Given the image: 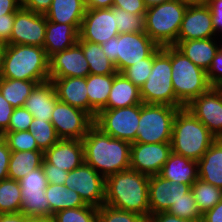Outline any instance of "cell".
Listing matches in <instances>:
<instances>
[{
    "instance_id": "6da1fadb",
    "label": "cell",
    "mask_w": 222,
    "mask_h": 222,
    "mask_svg": "<svg viewBox=\"0 0 222 222\" xmlns=\"http://www.w3.org/2000/svg\"><path fill=\"white\" fill-rule=\"evenodd\" d=\"M84 162L105 179L130 168L131 143L103 133L93 125L82 139Z\"/></svg>"
},
{
    "instance_id": "7a4b0ae2",
    "label": "cell",
    "mask_w": 222,
    "mask_h": 222,
    "mask_svg": "<svg viewBox=\"0 0 222 222\" xmlns=\"http://www.w3.org/2000/svg\"><path fill=\"white\" fill-rule=\"evenodd\" d=\"M149 176L131 168L105 179L104 204L137 213L146 219L150 216Z\"/></svg>"
},
{
    "instance_id": "3957f363",
    "label": "cell",
    "mask_w": 222,
    "mask_h": 222,
    "mask_svg": "<svg viewBox=\"0 0 222 222\" xmlns=\"http://www.w3.org/2000/svg\"><path fill=\"white\" fill-rule=\"evenodd\" d=\"M0 77L35 81H49V57L43 47L6 44Z\"/></svg>"
},
{
    "instance_id": "277c9868",
    "label": "cell",
    "mask_w": 222,
    "mask_h": 222,
    "mask_svg": "<svg viewBox=\"0 0 222 222\" xmlns=\"http://www.w3.org/2000/svg\"><path fill=\"white\" fill-rule=\"evenodd\" d=\"M216 139L186 107L177 111L170 142L173 153L199 161Z\"/></svg>"
},
{
    "instance_id": "5b68a950",
    "label": "cell",
    "mask_w": 222,
    "mask_h": 222,
    "mask_svg": "<svg viewBox=\"0 0 222 222\" xmlns=\"http://www.w3.org/2000/svg\"><path fill=\"white\" fill-rule=\"evenodd\" d=\"M171 66V79L178 108L186 107L212 87L207 72L195 65L175 46H171Z\"/></svg>"
},
{
    "instance_id": "8992f818",
    "label": "cell",
    "mask_w": 222,
    "mask_h": 222,
    "mask_svg": "<svg viewBox=\"0 0 222 222\" xmlns=\"http://www.w3.org/2000/svg\"><path fill=\"white\" fill-rule=\"evenodd\" d=\"M171 77V46H159L153 52L151 74L140 88L142 102L177 107V97L175 96Z\"/></svg>"
},
{
    "instance_id": "52a82bcc",
    "label": "cell",
    "mask_w": 222,
    "mask_h": 222,
    "mask_svg": "<svg viewBox=\"0 0 222 222\" xmlns=\"http://www.w3.org/2000/svg\"><path fill=\"white\" fill-rule=\"evenodd\" d=\"M187 5L179 0L158 4L145 13V33L160 47L173 46Z\"/></svg>"
},
{
    "instance_id": "ba28073f",
    "label": "cell",
    "mask_w": 222,
    "mask_h": 222,
    "mask_svg": "<svg viewBox=\"0 0 222 222\" xmlns=\"http://www.w3.org/2000/svg\"><path fill=\"white\" fill-rule=\"evenodd\" d=\"M118 73L148 58L159 46L146 33H122L101 44Z\"/></svg>"
},
{
    "instance_id": "9c48e42d",
    "label": "cell",
    "mask_w": 222,
    "mask_h": 222,
    "mask_svg": "<svg viewBox=\"0 0 222 222\" xmlns=\"http://www.w3.org/2000/svg\"><path fill=\"white\" fill-rule=\"evenodd\" d=\"M179 109L166 104L141 103L134 143L171 142L173 121Z\"/></svg>"
},
{
    "instance_id": "30bf717a",
    "label": "cell",
    "mask_w": 222,
    "mask_h": 222,
    "mask_svg": "<svg viewBox=\"0 0 222 222\" xmlns=\"http://www.w3.org/2000/svg\"><path fill=\"white\" fill-rule=\"evenodd\" d=\"M140 119V104L117 109H102L94 118V125L103 133L129 143L136 140Z\"/></svg>"
},
{
    "instance_id": "8fae6325",
    "label": "cell",
    "mask_w": 222,
    "mask_h": 222,
    "mask_svg": "<svg viewBox=\"0 0 222 222\" xmlns=\"http://www.w3.org/2000/svg\"><path fill=\"white\" fill-rule=\"evenodd\" d=\"M50 122L60 139L82 140L94 125V118L89 113L58 100Z\"/></svg>"
},
{
    "instance_id": "7c38bea8",
    "label": "cell",
    "mask_w": 222,
    "mask_h": 222,
    "mask_svg": "<svg viewBox=\"0 0 222 222\" xmlns=\"http://www.w3.org/2000/svg\"><path fill=\"white\" fill-rule=\"evenodd\" d=\"M64 185L75 190L87 205L97 208L104 205L105 178L85 162L69 171Z\"/></svg>"
},
{
    "instance_id": "4fadbf2b",
    "label": "cell",
    "mask_w": 222,
    "mask_h": 222,
    "mask_svg": "<svg viewBox=\"0 0 222 222\" xmlns=\"http://www.w3.org/2000/svg\"><path fill=\"white\" fill-rule=\"evenodd\" d=\"M118 34L116 7L87 9L79 29L78 40L101 45Z\"/></svg>"
},
{
    "instance_id": "5bb4252c",
    "label": "cell",
    "mask_w": 222,
    "mask_h": 222,
    "mask_svg": "<svg viewBox=\"0 0 222 222\" xmlns=\"http://www.w3.org/2000/svg\"><path fill=\"white\" fill-rule=\"evenodd\" d=\"M171 153L170 142L132 143L130 168L148 176L158 175Z\"/></svg>"
},
{
    "instance_id": "9a60e30c",
    "label": "cell",
    "mask_w": 222,
    "mask_h": 222,
    "mask_svg": "<svg viewBox=\"0 0 222 222\" xmlns=\"http://www.w3.org/2000/svg\"><path fill=\"white\" fill-rule=\"evenodd\" d=\"M46 33V17L20 7L15 13L10 44L43 47Z\"/></svg>"
},
{
    "instance_id": "2e32d148",
    "label": "cell",
    "mask_w": 222,
    "mask_h": 222,
    "mask_svg": "<svg viewBox=\"0 0 222 222\" xmlns=\"http://www.w3.org/2000/svg\"><path fill=\"white\" fill-rule=\"evenodd\" d=\"M191 191V185L178 184L163 178L160 174L149 176L150 215L167 212L173 203L184 198Z\"/></svg>"
},
{
    "instance_id": "e0dca14e",
    "label": "cell",
    "mask_w": 222,
    "mask_h": 222,
    "mask_svg": "<svg viewBox=\"0 0 222 222\" xmlns=\"http://www.w3.org/2000/svg\"><path fill=\"white\" fill-rule=\"evenodd\" d=\"M208 38H218L213 28L209 6H188L181 22L177 41L173 46L180 41Z\"/></svg>"
},
{
    "instance_id": "ac0fdd59",
    "label": "cell",
    "mask_w": 222,
    "mask_h": 222,
    "mask_svg": "<svg viewBox=\"0 0 222 222\" xmlns=\"http://www.w3.org/2000/svg\"><path fill=\"white\" fill-rule=\"evenodd\" d=\"M89 74L88 61L78 43L49 57V78L87 77Z\"/></svg>"
},
{
    "instance_id": "d6986e66",
    "label": "cell",
    "mask_w": 222,
    "mask_h": 222,
    "mask_svg": "<svg viewBox=\"0 0 222 222\" xmlns=\"http://www.w3.org/2000/svg\"><path fill=\"white\" fill-rule=\"evenodd\" d=\"M186 108L218 139L222 138V102L211 87L192 100Z\"/></svg>"
},
{
    "instance_id": "ffe728a7",
    "label": "cell",
    "mask_w": 222,
    "mask_h": 222,
    "mask_svg": "<svg viewBox=\"0 0 222 222\" xmlns=\"http://www.w3.org/2000/svg\"><path fill=\"white\" fill-rule=\"evenodd\" d=\"M43 159L67 172L76 169L84 162L82 140L60 139L50 149L43 152Z\"/></svg>"
},
{
    "instance_id": "44dd1931",
    "label": "cell",
    "mask_w": 222,
    "mask_h": 222,
    "mask_svg": "<svg viewBox=\"0 0 222 222\" xmlns=\"http://www.w3.org/2000/svg\"><path fill=\"white\" fill-rule=\"evenodd\" d=\"M55 87L57 99L89 113L86 77H64L49 79Z\"/></svg>"
},
{
    "instance_id": "7402d4cb",
    "label": "cell",
    "mask_w": 222,
    "mask_h": 222,
    "mask_svg": "<svg viewBox=\"0 0 222 222\" xmlns=\"http://www.w3.org/2000/svg\"><path fill=\"white\" fill-rule=\"evenodd\" d=\"M221 46L222 37L180 41L175 47L195 65L208 72Z\"/></svg>"
},
{
    "instance_id": "603a6c76",
    "label": "cell",
    "mask_w": 222,
    "mask_h": 222,
    "mask_svg": "<svg viewBox=\"0 0 222 222\" xmlns=\"http://www.w3.org/2000/svg\"><path fill=\"white\" fill-rule=\"evenodd\" d=\"M81 24H61L46 19L44 50L48 57L74 46L79 38Z\"/></svg>"
},
{
    "instance_id": "cb8c5ba5",
    "label": "cell",
    "mask_w": 222,
    "mask_h": 222,
    "mask_svg": "<svg viewBox=\"0 0 222 222\" xmlns=\"http://www.w3.org/2000/svg\"><path fill=\"white\" fill-rule=\"evenodd\" d=\"M57 101L55 87L49 80L35 86L27 97L24 107L32 114L33 118L50 122Z\"/></svg>"
},
{
    "instance_id": "d4e9b609",
    "label": "cell",
    "mask_w": 222,
    "mask_h": 222,
    "mask_svg": "<svg viewBox=\"0 0 222 222\" xmlns=\"http://www.w3.org/2000/svg\"><path fill=\"white\" fill-rule=\"evenodd\" d=\"M160 175L178 184H192L199 178L198 161L171 153Z\"/></svg>"
},
{
    "instance_id": "484cf974",
    "label": "cell",
    "mask_w": 222,
    "mask_h": 222,
    "mask_svg": "<svg viewBox=\"0 0 222 222\" xmlns=\"http://www.w3.org/2000/svg\"><path fill=\"white\" fill-rule=\"evenodd\" d=\"M199 179L222 189V138L216 139L198 161Z\"/></svg>"
},
{
    "instance_id": "4316f807",
    "label": "cell",
    "mask_w": 222,
    "mask_h": 222,
    "mask_svg": "<svg viewBox=\"0 0 222 222\" xmlns=\"http://www.w3.org/2000/svg\"><path fill=\"white\" fill-rule=\"evenodd\" d=\"M140 89L122 73L114 76L107 105L103 109H117L141 104Z\"/></svg>"
},
{
    "instance_id": "83f0119b",
    "label": "cell",
    "mask_w": 222,
    "mask_h": 222,
    "mask_svg": "<svg viewBox=\"0 0 222 222\" xmlns=\"http://www.w3.org/2000/svg\"><path fill=\"white\" fill-rule=\"evenodd\" d=\"M86 10V4L81 0H53L44 15L51 22L81 24Z\"/></svg>"
},
{
    "instance_id": "f1b7e54d",
    "label": "cell",
    "mask_w": 222,
    "mask_h": 222,
    "mask_svg": "<svg viewBox=\"0 0 222 222\" xmlns=\"http://www.w3.org/2000/svg\"><path fill=\"white\" fill-rule=\"evenodd\" d=\"M89 74L86 77L87 94L89 98V114L95 118L97 113L107 105L114 76Z\"/></svg>"
},
{
    "instance_id": "f546056e",
    "label": "cell",
    "mask_w": 222,
    "mask_h": 222,
    "mask_svg": "<svg viewBox=\"0 0 222 222\" xmlns=\"http://www.w3.org/2000/svg\"><path fill=\"white\" fill-rule=\"evenodd\" d=\"M45 196L50 205V216L64 209H72L87 206L81 196L65 185L48 183Z\"/></svg>"
},
{
    "instance_id": "4dcf8cb0",
    "label": "cell",
    "mask_w": 222,
    "mask_h": 222,
    "mask_svg": "<svg viewBox=\"0 0 222 222\" xmlns=\"http://www.w3.org/2000/svg\"><path fill=\"white\" fill-rule=\"evenodd\" d=\"M43 151H11L8 179L20 180L31 171L42 167Z\"/></svg>"
},
{
    "instance_id": "1f68e13d",
    "label": "cell",
    "mask_w": 222,
    "mask_h": 222,
    "mask_svg": "<svg viewBox=\"0 0 222 222\" xmlns=\"http://www.w3.org/2000/svg\"><path fill=\"white\" fill-rule=\"evenodd\" d=\"M83 54L88 61L90 74L110 75L117 74L114 63L106 56L101 45L88 41L78 40Z\"/></svg>"
},
{
    "instance_id": "d6a6232c",
    "label": "cell",
    "mask_w": 222,
    "mask_h": 222,
    "mask_svg": "<svg viewBox=\"0 0 222 222\" xmlns=\"http://www.w3.org/2000/svg\"><path fill=\"white\" fill-rule=\"evenodd\" d=\"M36 85L35 81L0 77V93L13 108L24 107L27 97Z\"/></svg>"
},
{
    "instance_id": "836d02e7",
    "label": "cell",
    "mask_w": 222,
    "mask_h": 222,
    "mask_svg": "<svg viewBox=\"0 0 222 222\" xmlns=\"http://www.w3.org/2000/svg\"><path fill=\"white\" fill-rule=\"evenodd\" d=\"M22 205L21 213L31 217L50 216L49 201L45 196V189L40 190H21Z\"/></svg>"
},
{
    "instance_id": "e575fe53",
    "label": "cell",
    "mask_w": 222,
    "mask_h": 222,
    "mask_svg": "<svg viewBox=\"0 0 222 222\" xmlns=\"http://www.w3.org/2000/svg\"><path fill=\"white\" fill-rule=\"evenodd\" d=\"M191 191L201 215L212 209L222 200V189L199 178L192 184Z\"/></svg>"
},
{
    "instance_id": "d590c367",
    "label": "cell",
    "mask_w": 222,
    "mask_h": 222,
    "mask_svg": "<svg viewBox=\"0 0 222 222\" xmlns=\"http://www.w3.org/2000/svg\"><path fill=\"white\" fill-rule=\"evenodd\" d=\"M22 193L18 180L5 179L0 181V214L21 211Z\"/></svg>"
},
{
    "instance_id": "8d00e7d4",
    "label": "cell",
    "mask_w": 222,
    "mask_h": 222,
    "mask_svg": "<svg viewBox=\"0 0 222 222\" xmlns=\"http://www.w3.org/2000/svg\"><path fill=\"white\" fill-rule=\"evenodd\" d=\"M29 131H31L35 138L38 148L43 152L50 149L60 140L53 124L46 120L33 118Z\"/></svg>"
},
{
    "instance_id": "74e56055",
    "label": "cell",
    "mask_w": 222,
    "mask_h": 222,
    "mask_svg": "<svg viewBox=\"0 0 222 222\" xmlns=\"http://www.w3.org/2000/svg\"><path fill=\"white\" fill-rule=\"evenodd\" d=\"M55 222H97L98 208L87 205L78 208L64 209L53 215Z\"/></svg>"
},
{
    "instance_id": "f35d334b",
    "label": "cell",
    "mask_w": 222,
    "mask_h": 222,
    "mask_svg": "<svg viewBox=\"0 0 222 222\" xmlns=\"http://www.w3.org/2000/svg\"><path fill=\"white\" fill-rule=\"evenodd\" d=\"M145 15L131 14L116 7V25L119 34L145 33Z\"/></svg>"
},
{
    "instance_id": "ab89813d",
    "label": "cell",
    "mask_w": 222,
    "mask_h": 222,
    "mask_svg": "<svg viewBox=\"0 0 222 222\" xmlns=\"http://www.w3.org/2000/svg\"><path fill=\"white\" fill-rule=\"evenodd\" d=\"M97 222H147V219L137 213L104 204L98 208Z\"/></svg>"
},
{
    "instance_id": "60d3db41",
    "label": "cell",
    "mask_w": 222,
    "mask_h": 222,
    "mask_svg": "<svg viewBox=\"0 0 222 222\" xmlns=\"http://www.w3.org/2000/svg\"><path fill=\"white\" fill-rule=\"evenodd\" d=\"M4 140L11 151L40 150L31 131H4Z\"/></svg>"
},
{
    "instance_id": "b9f144b4",
    "label": "cell",
    "mask_w": 222,
    "mask_h": 222,
    "mask_svg": "<svg viewBox=\"0 0 222 222\" xmlns=\"http://www.w3.org/2000/svg\"><path fill=\"white\" fill-rule=\"evenodd\" d=\"M167 212L182 219L202 218V215L197 208L192 191L186 193L184 198H181L176 203H173Z\"/></svg>"
},
{
    "instance_id": "7bdbcfd3",
    "label": "cell",
    "mask_w": 222,
    "mask_h": 222,
    "mask_svg": "<svg viewBox=\"0 0 222 222\" xmlns=\"http://www.w3.org/2000/svg\"><path fill=\"white\" fill-rule=\"evenodd\" d=\"M152 64L153 53L141 62L127 67L122 74L140 89L151 74Z\"/></svg>"
},
{
    "instance_id": "ee69618b",
    "label": "cell",
    "mask_w": 222,
    "mask_h": 222,
    "mask_svg": "<svg viewBox=\"0 0 222 222\" xmlns=\"http://www.w3.org/2000/svg\"><path fill=\"white\" fill-rule=\"evenodd\" d=\"M32 119V114L25 107L14 108L9 126L5 131H28Z\"/></svg>"
},
{
    "instance_id": "f6af8a7d",
    "label": "cell",
    "mask_w": 222,
    "mask_h": 222,
    "mask_svg": "<svg viewBox=\"0 0 222 222\" xmlns=\"http://www.w3.org/2000/svg\"><path fill=\"white\" fill-rule=\"evenodd\" d=\"M19 184L21 190L46 189L48 183L43 167H40L28 173L25 177L19 180Z\"/></svg>"
},
{
    "instance_id": "bcb514c9",
    "label": "cell",
    "mask_w": 222,
    "mask_h": 222,
    "mask_svg": "<svg viewBox=\"0 0 222 222\" xmlns=\"http://www.w3.org/2000/svg\"><path fill=\"white\" fill-rule=\"evenodd\" d=\"M42 167H43L46 179H47V183L64 185L69 172L63 169H59L55 165L47 163L44 159H43Z\"/></svg>"
},
{
    "instance_id": "7dc6e473",
    "label": "cell",
    "mask_w": 222,
    "mask_h": 222,
    "mask_svg": "<svg viewBox=\"0 0 222 222\" xmlns=\"http://www.w3.org/2000/svg\"><path fill=\"white\" fill-rule=\"evenodd\" d=\"M207 77L211 86L222 84V46L212 60Z\"/></svg>"
},
{
    "instance_id": "c3c4849f",
    "label": "cell",
    "mask_w": 222,
    "mask_h": 222,
    "mask_svg": "<svg viewBox=\"0 0 222 222\" xmlns=\"http://www.w3.org/2000/svg\"><path fill=\"white\" fill-rule=\"evenodd\" d=\"M113 7H118L137 15H145L147 11L143 0H114Z\"/></svg>"
},
{
    "instance_id": "681fc988",
    "label": "cell",
    "mask_w": 222,
    "mask_h": 222,
    "mask_svg": "<svg viewBox=\"0 0 222 222\" xmlns=\"http://www.w3.org/2000/svg\"><path fill=\"white\" fill-rule=\"evenodd\" d=\"M211 10L212 24L217 37L222 35V0H208L207 4ZM218 34V35H217Z\"/></svg>"
},
{
    "instance_id": "f907efd6",
    "label": "cell",
    "mask_w": 222,
    "mask_h": 222,
    "mask_svg": "<svg viewBox=\"0 0 222 222\" xmlns=\"http://www.w3.org/2000/svg\"><path fill=\"white\" fill-rule=\"evenodd\" d=\"M15 13L0 16V41L10 44V36L14 25Z\"/></svg>"
},
{
    "instance_id": "816d5d0a",
    "label": "cell",
    "mask_w": 222,
    "mask_h": 222,
    "mask_svg": "<svg viewBox=\"0 0 222 222\" xmlns=\"http://www.w3.org/2000/svg\"><path fill=\"white\" fill-rule=\"evenodd\" d=\"M11 156V150L3 139L0 142V181L8 179V166Z\"/></svg>"
},
{
    "instance_id": "f5cc1de1",
    "label": "cell",
    "mask_w": 222,
    "mask_h": 222,
    "mask_svg": "<svg viewBox=\"0 0 222 222\" xmlns=\"http://www.w3.org/2000/svg\"><path fill=\"white\" fill-rule=\"evenodd\" d=\"M53 0H19L22 8L45 14L51 6Z\"/></svg>"
},
{
    "instance_id": "db71d44e",
    "label": "cell",
    "mask_w": 222,
    "mask_h": 222,
    "mask_svg": "<svg viewBox=\"0 0 222 222\" xmlns=\"http://www.w3.org/2000/svg\"><path fill=\"white\" fill-rule=\"evenodd\" d=\"M13 111L12 105L0 93V130L2 132L8 128Z\"/></svg>"
},
{
    "instance_id": "11a10c76",
    "label": "cell",
    "mask_w": 222,
    "mask_h": 222,
    "mask_svg": "<svg viewBox=\"0 0 222 222\" xmlns=\"http://www.w3.org/2000/svg\"><path fill=\"white\" fill-rule=\"evenodd\" d=\"M147 222H203L202 218L199 219H182L177 216L171 215L168 212H158L148 217Z\"/></svg>"
},
{
    "instance_id": "9f6ffc18",
    "label": "cell",
    "mask_w": 222,
    "mask_h": 222,
    "mask_svg": "<svg viewBox=\"0 0 222 222\" xmlns=\"http://www.w3.org/2000/svg\"><path fill=\"white\" fill-rule=\"evenodd\" d=\"M203 222H222V200L202 215Z\"/></svg>"
},
{
    "instance_id": "6f0895ef",
    "label": "cell",
    "mask_w": 222,
    "mask_h": 222,
    "mask_svg": "<svg viewBox=\"0 0 222 222\" xmlns=\"http://www.w3.org/2000/svg\"><path fill=\"white\" fill-rule=\"evenodd\" d=\"M20 7L19 0H0V16L16 13Z\"/></svg>"
},
{
    "instance_id": "680465c9",
    "label": "cell",
    "mask_w": 222,
    "mask_h": 222,
    "mask_svg": "<svg viewBox=\"0 0 222 222\" xmlns=\"http://www.w3.org/2000/svg\"><path fill=\"white\" fill-rule=\"evenodd\" d=\"M29 219L21 212L0 214V222H29Z\"/></svg>"
},
{
    "instance_id": "91938a15",
    "label": "cell",
    "mask_w": 222,
    "mask_h": 222,
    "mask_svg": "<svg viewBox=\"0 0 222 222\" xmlns=\"http://www.w3.org/2000/svg\"><path fill=\"white\" fill-rule=\"evenodd\" d=\"M114 0H88L87 9L112 8Z\"/></svg>"
},
{
    "instance_id": "94428289",
    "label": "cell",
    "mask_w": 222,
    "mask_h": 222,
    "mask_svg": "<svg viewBox=\"0 0 222 222\" xmlns=\"http://www.w3.org/2000/svg\"><path fill=\"white\" fill-rule=\"evenodd\" d=\"M181 3L187 6L207 5L208 0H179Z\"/></svg>"
},
{
    "instance_id": "6125c7cd",
    "label": "cell",
    "mask_w": 222,
    "mask_h": 222,
    "mask_svg": "<svg viewBox=\"0 0 222 222\" xmlns=\"http://www.w3.org/2000/svg\"><path fill=\"white\" fill-rule=\"evenodd\" d=\"M143 1H144L146 8L148 9V8H151V7L156 6L158 4L170 2L173 0H143Z\"/></svg>"
},
{
    "instance_id": "be15d7a7",
    "label": "cell",
    "mask_w": 222,
    "mask_h": 222,
    "mask_svg": "<svg viewBox=\"0 0 222 222\" xmlns=\"http://www.w3.org/2000/svg\"><path fill=\"white\" fill-rule=\"evenodd\" d=\"M29 222H55L53 216L47 217H31Z\"/></svg>"
},
{
    "instance_id": "e7e4bbea",
    "label": "cell",
    "mask_w": 222,
    "mask_h": 222,
    "mask_svg": "<svg viewBox=\"0 0 222 222\" xmlns=\"http://www.w3.org/2000/svg\"><path fill=\"white\" fill-rule=\"evenodd\" d=\"M5 47H6V44L4 42L0 41V69L2 66V60H3Z\"/></svg>"
},
{
    "instance_id": "03108f58",
    "label": "cell",
    "mask_w": 222,
    "mask_h": 222,
    "mask_svg": "<svg viewBox=\"0 0 222 222\" xmlns=\"http://www.w3.org/2000/svg\"><path fill=\"white\" fill-rule=\"evenodd\" d=\"M212 88L218 93V96L220 97V100L222 102V84L220 85H214Z\"/></svg>"
},
{
    "instance_id": "003e7915",
    "label": "cell",
    "mask_w": 222,
    "mask_h": 222,
    "mask_svg": "<svg viewBox=\"0 0 222 222\" xmlns=\"http://www.w3.org/2000/svg\"><path fill=\"white\" fill-rule=\"evenodd\" d=\"M4 139V133L0 130V142Z\"/></svg>"
},
{
    "instance_id": "a7ac6f4b",
    "label": "cell",
    "mask_w": 222,
    "mask_h": 222,
    "mask_svg": "<svg viewBox=\"0 0 222 222\" xmlns=\"http://www.w3.org/2000/svg\"><path fill=\"white\" fill-rule=\"evenodd\" d=\"M83 3L87 4L88 0H81Z\"/></svg>"
}]
</instances>
